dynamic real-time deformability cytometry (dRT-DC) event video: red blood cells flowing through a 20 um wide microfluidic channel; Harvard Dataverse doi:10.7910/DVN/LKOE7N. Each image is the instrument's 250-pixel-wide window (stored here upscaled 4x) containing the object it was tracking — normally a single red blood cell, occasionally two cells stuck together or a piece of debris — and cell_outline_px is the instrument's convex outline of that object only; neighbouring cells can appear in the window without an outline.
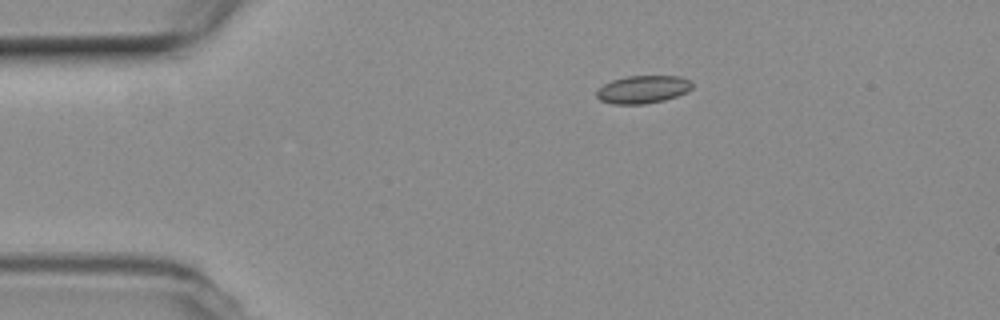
{"species": "common noctule bat (a hibernating species)", "species_latin": "Nyctalus noctula", "temperature_condition": "room temperature", "stored_images_in_passage": 46, "camera_frame_rate_fps": 3000, "um_per_image_px": 0.085, "animal": {"sex": "female", "body_mass_g": 19.3, "forearm_length_mm": 54.1}, "frame": {"image": 1, "passage_image": 1, "time_ms": 0.0, "image_size_px": [1000, 320], "cell_outline_px": [[692, 88], [688, 92], [664, 100], [644, 104], [612, 104], [600, 100], [596, 96], [596, 92], [604, 84], [612, 80], [628, 76], [680, 76], [688, 80], [692, 84]], "centroid_in_image_um": [54.64, 7.6], "position_along_channel_um": 30.4, "area_um2": 15.43}}
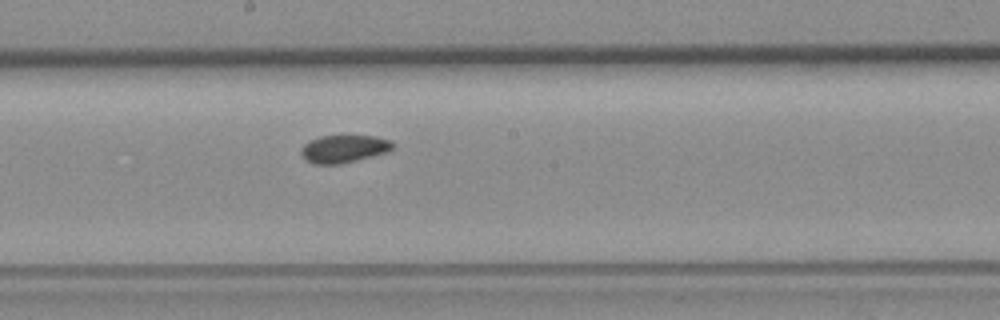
{"frame": {"image": 2, "passage_image": 20, "time_ms": 6.333, "image_size_px": [1000, 320], "cell_outline_px": [[392, 148], [388, 152], [340, 164], [312, 164], [304, 160], [300, 152], [300, 148], [308, 140], [320, 136], [376, 136], [392, 140]], "centroid_in_image_um": [29.18, 12.65], "position_along_channel_um": 219.0, "area_um2": 14.91}}
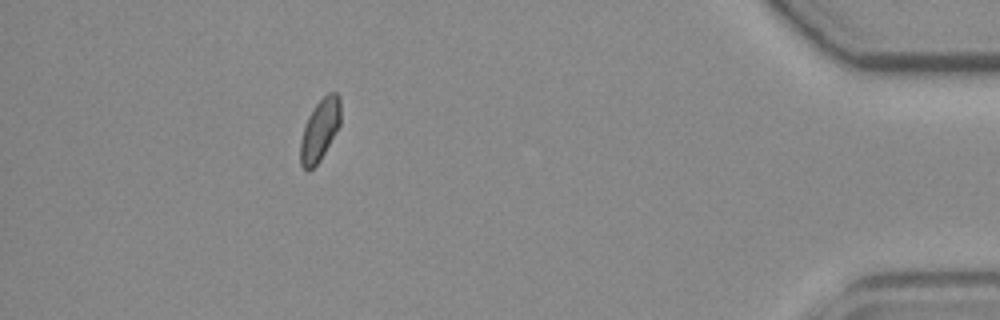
{"frame": {"image": 3, "passage_image": 40, "time_ms": 13.0, "image_size_px": [1000, 320], "cell_outline_px": [[340, 124], [320, 160], [308, 172], [300, 164], [300, 140], [304, 124], [308, 116], [316, 104], [328, 92], [336, 92], [340, 96]], "centroid_in_image_um": [27.17, 11.04], "position_along_channel_um": 408.0, "area_um2": 14.45}, "authors_computed_cell_mechanics": {"area_um2": 14.8257, "velocity_mm_per_s": 3.7278, "shape_relaxation_time_tau1_ms": 2.4272, "shape_relaxation_time_tau2_ms": 3.1132, "deformation_change_tau1": 0.0558, "deformation_change_tau2": 0.0468}}